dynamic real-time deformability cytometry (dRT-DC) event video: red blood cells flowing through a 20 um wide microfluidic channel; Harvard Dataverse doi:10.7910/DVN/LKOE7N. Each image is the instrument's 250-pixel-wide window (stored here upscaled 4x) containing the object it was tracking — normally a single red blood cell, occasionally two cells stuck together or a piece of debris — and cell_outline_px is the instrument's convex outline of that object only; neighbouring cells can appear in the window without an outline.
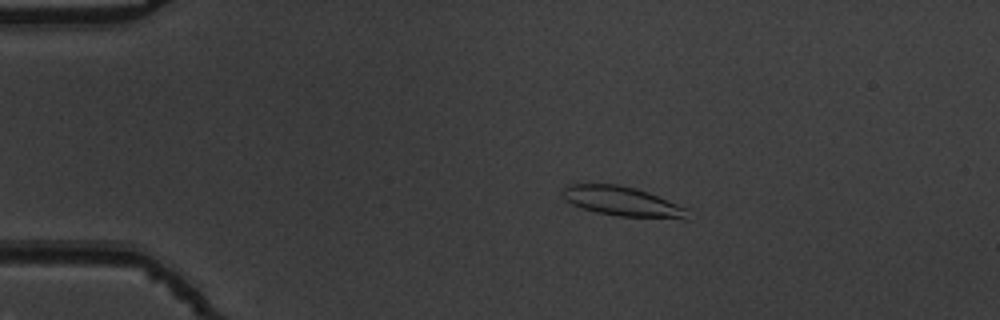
{"species": "common noctule bat (a hibernating species)", "species_latin": "Nyctalus noctula", "temperature_condition": "warm", "stored_images_in_passage": 53, "camera_frame_rate_fps": 3000, "um_per_image_px": 0.085, "animal": {"sex": "male", "body_mass_g": 19.5, "forearm_length_mm": 54.6}, "frame": {"image": 1, "passage_image": 10, "time_ms": 3.0, "image_size_px": [1000, 320], "cell_outline_px": [[688, 220], [684, 220], [620, 216], [596, 212], [572, 204], [564, 200], [564, 188], [568, 184], [616, 184], [636, 188], [648, 192], [688, 208]], "centroid_in_image_um": [52.98, 17.14], "position_along_channel_um": 32.0, "area_um2": 21.68}}
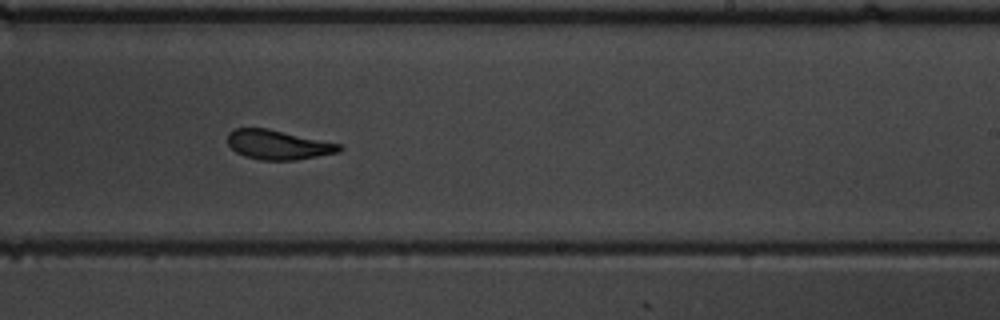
{"frame": {"image": 2, "passage_image": 33, "time_ms": 10.667, "image_size_px": [1000, 320], "cell_outline_px": [[344, 148], [340, 152], [296, 160], [260, 160], [244, 156], [236, 152], [228, 144], [228, 132], [236, 128], [268, 128], [340, 144]], "centroid_in_image_um": [23.64, 12.31], "position_along_channel_um": 265.4, "area_um2": 19.19}}
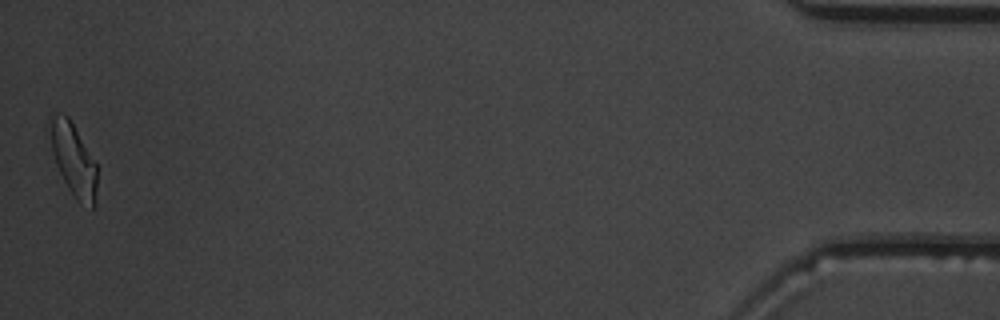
{"frame": {"image": 3, "passage_image": 53, "time_ms": 17.333, "image_size_px": [1000, 320], "cell_outline_px": [[96, 204], [92, 208], [80, 204], [76, 200], [68, 188], [56, 164], [52, 152], [48, 120], [48, 116], [68, 116], [96, 164]], "centroid_in_image_um": [6.24, 13.62], "position_along_channel_um": 429.0, "area_um2": 19.54}, "authors_computed_cell_mechanics": {"area_um2": 20.1722, "velocity_mm_per_s": 3.7753, "shape_relaxation_time_tau1_ms": 8.8427, "shape_relaxation_time_tau2_ms": 2.1465, "deformation_change_tau1": 0.2492, "deformation_change_tau2": 0.1005}}